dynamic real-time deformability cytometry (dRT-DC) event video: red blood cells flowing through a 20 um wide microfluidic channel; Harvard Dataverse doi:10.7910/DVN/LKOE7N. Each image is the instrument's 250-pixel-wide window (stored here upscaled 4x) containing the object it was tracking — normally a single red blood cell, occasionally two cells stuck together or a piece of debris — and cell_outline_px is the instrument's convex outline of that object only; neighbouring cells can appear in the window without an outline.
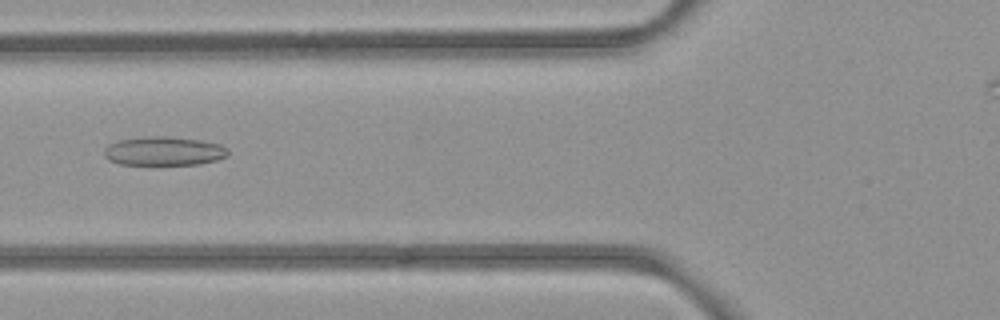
{"species": "common noctule bat (a hibernating species)", "species_latin": "Nyctalus noctula", "temperature_condition": "room temperature", "stored_images_in_passage": 49, "camera_frame_rate_fps": 3000, "um_per_image_px": 0.085, "animal": {"sex": "female", "body_mass_g": 21.9}, "frame": {"image": 1, "passage_image": 21, "time_ms": 6.667, "image_size_px": [1000, 320], "cell_outline_px": [[228, 156], [216, 160], [200, 164], [120, 164], [108, 160], [104, 156], [104, 148], [108, 144], [120, 140], [144, 136], [168, 136], [200, 140], [220, 144], [228, 148]], "centroid_in_image_um": [13.92, 12.83], "position_along_channel_um": 111.9, "area_um2": 20.92}}
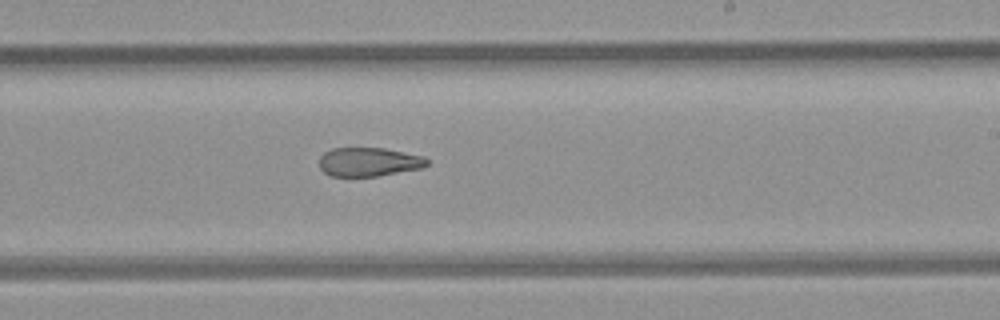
{"frame": {"image": 2, "passage_image": 32, "time_ms": 10.333, "image_size_px": [1000, 320], "cell_outline_px": [[428, 164], [424, 168], [376, 176], [328, 176], [320, 168], [320, 156], [324, 152], [332, 148], [384, 148], [424, 156], [428, 160]], "centroid_in_image_um": [31.35, 13.76], "position_along_channel_um": 257.6, "area_um2": 18.21}}
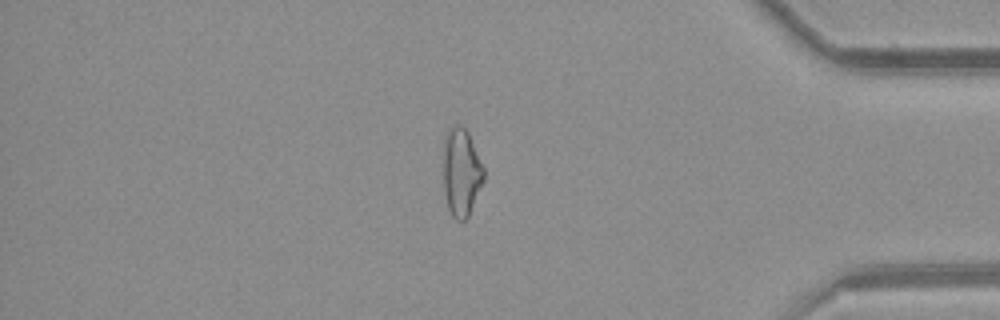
{"frame": {"image": 3, "passage_image": 45, "time_ms": 14.667, "image_size_px": [1000, 320], "cell_outline_px": [[484, 180], [468, 216], [464, 220], [456, 220], [452, 216], [448, 208], [444, 192], [444, 136], [448, 128], [452, 124], [460, 124], [468, 132], [484, 168]], "centroid_in_image_um": [39.2, 14.61], "position_along_channel_um": 396.0, "area_um2": 20.75}, "authors_computed_cell_mechanics": {"area_um2": 20.7502, "velocity_mm_per_s": 3.9681, "shape_relaxation_time_tau1_ms": null, "shape_relaxation_time_tau2_ms": 5.5634, "deformation_change_tau1": null, "deformation_change_tau2": 0.1599}}